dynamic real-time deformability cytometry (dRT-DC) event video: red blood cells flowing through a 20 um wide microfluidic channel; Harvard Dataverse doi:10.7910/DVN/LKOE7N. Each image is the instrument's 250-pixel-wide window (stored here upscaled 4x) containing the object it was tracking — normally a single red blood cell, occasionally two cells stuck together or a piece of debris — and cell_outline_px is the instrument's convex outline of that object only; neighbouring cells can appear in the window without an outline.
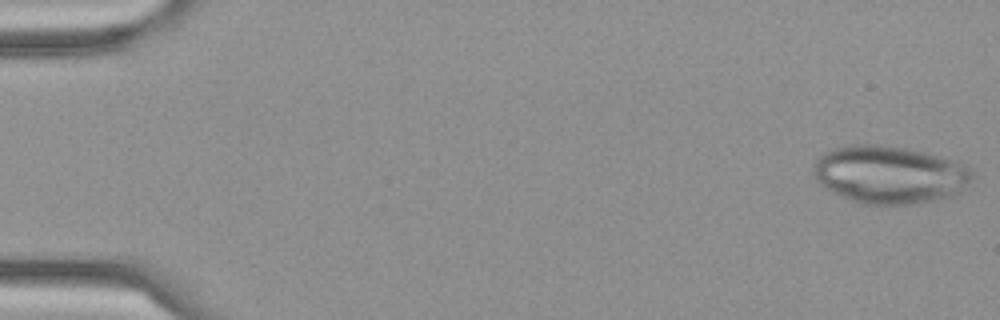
{"species": "Egyptian fruit bat (a non-hibernating species)", "species_latin": "Rousettus aegyptiacus", "temperature_condition": "cold", "stored_images_in_passage": 56, "camera_frame_rate_fps": 3000, "um_per_image_px": 0.085, "frame": {"image": 1, "passage_image": 1, "time_ms": 0.0, "image_size_px": [1000, 320], "cell_outline_px": [[976, 176], [956, 196], [940, 200], [920, 204], [860, 204], [832, 192], [820, 184], [816, 180], [816, 160], [824, 152], [836, 148], [856, 144], [880, 144], [908, 148], [928, 152], [952, 160], [968, 168]], "centroid_in_image_um": [75.68, 14.86], "position_along_channel_um": 9.3, "area_um2": 53.75}}